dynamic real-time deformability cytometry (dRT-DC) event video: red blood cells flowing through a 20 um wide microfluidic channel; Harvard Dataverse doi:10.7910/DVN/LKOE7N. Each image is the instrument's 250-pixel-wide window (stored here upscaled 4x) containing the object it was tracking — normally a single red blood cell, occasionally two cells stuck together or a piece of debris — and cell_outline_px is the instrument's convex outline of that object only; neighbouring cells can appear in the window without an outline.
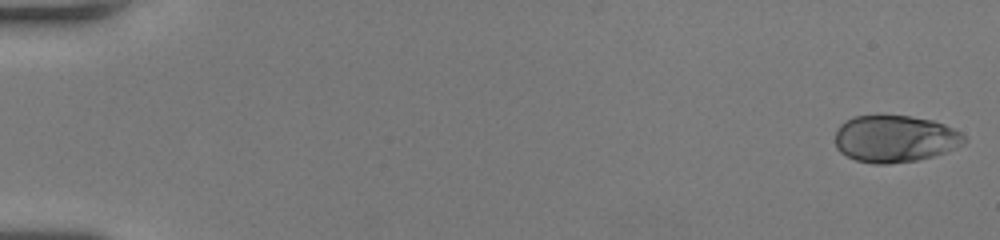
{"species": "human", "species_latin": "Homo sapiens", "temperature_condition": "room temperature", "stored_images_in_passage": 52, "camera_frame_rate_fps": 3000, "um_per_image_px": 0.085, "donor": {"sex": "female"}, "frame": {"image": 1, "passage_image": 1, "time_ms": 0.0, "image_size_px": [1000, 240], "cell_outline_px": [[968, 140], [964, 144], [956, 148], [932, 156], [916, 160], [888, 164], [872, 164], [856, 160], [840, 152], [836, 148], [836, 132], [840, 124], [844, 120], [852, 116], [912, 116], [932, 120], [944, 124], [960, 132]], "centroid_in_image_um": [76.06, 11.79], "position_along_channel_um": 8.9, "area_um2": 35.37}}
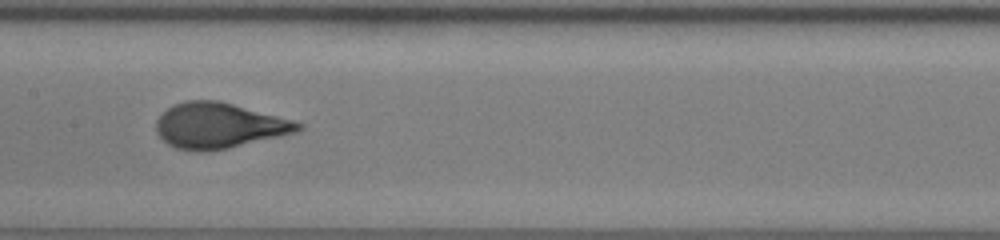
{"frame": {"image": 2, "passage_image": 28, "time_ms": 9.0, "image_size_px": [1000, 240], "cell_outline_px": [[304, 128], [296, 132], [280, 136], [228, 148], [204, 152], [196, 152], [176, 148], [168, 144], [156, 132], [156, 120], [172, 104], [184, 100], [220, 100], [292, 120], [304, 124]], "centroid_in_image_um": [18.59, 10.67], "position_along_channel_um": 188.8, "area_um2": 37.63}}
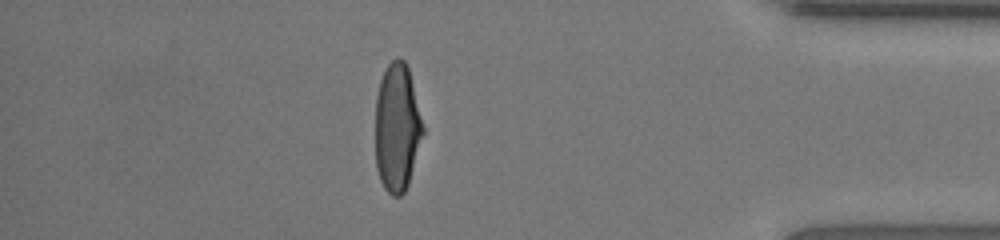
{"frame": {"image": 3, "passage_image": 46, "time_ms": 15.0, "image_size_px": [1000, 240], "cell_outline_px": [[424, 132], [408, 184], [404, 192], [400, 196], [392, 196], [384, 188], [380, 180], [376, 168], [376, 96], [380, 80], [388, 64], [396, 56], [400, 56], [404, 60], [408, 68], [424, 128]], "centroid_in_image_um": [33.74, 10.85], "position_along_channel_um": 401.5, "area_um2": 35.43}, "authors_computed_cell_mechanics": {"area_um2": 36.6452, "velocity_mm_per_s": 4.0935, "shape_relaxation_time_tau1_ms": 5.1752, "shape_relaxation_time_tau2_ms": null, "deformation_change_tau1": 0.2505, "deformation_change_tau2": null}}